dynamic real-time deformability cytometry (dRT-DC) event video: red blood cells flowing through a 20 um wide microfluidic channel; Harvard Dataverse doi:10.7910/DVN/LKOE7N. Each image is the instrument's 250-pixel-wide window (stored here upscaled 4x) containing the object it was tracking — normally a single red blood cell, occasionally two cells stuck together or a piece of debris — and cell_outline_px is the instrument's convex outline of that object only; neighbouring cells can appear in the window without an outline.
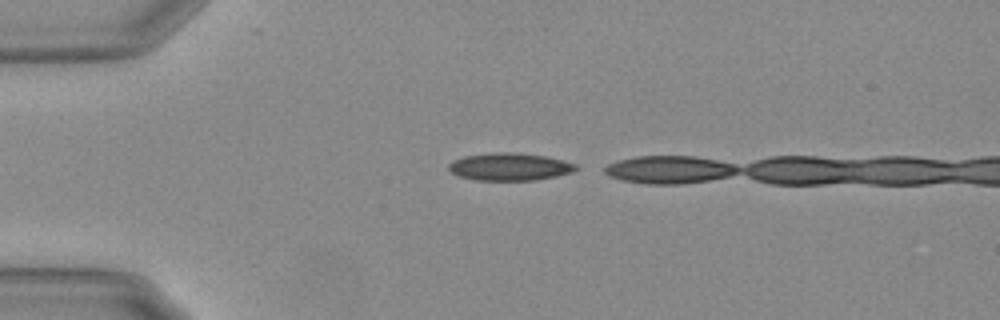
{"species": "Egyptian fruit bat (a non-hibernating species)", "species_latin": "Rousettus aegyptiacus", "temperature_condition": "warm", "stored_images_in_passage": 3, "camera_frame_rate_fps": 3000, "um_per_image_px": 0.085, "animal": {"sex": "female"}, "frame": {"image": 1, "passage_image": 1, "time_ms": 0.0, "image_size_px": [1000, 320], "cell_outline_px": [[580, 168], [572, 172], [556, 176], [532, 180], [476, 180], [460, 176], [452, 172], [448, 168], [448, 164], [452, 160], [464, 156], [488, 152], [516, 152], [544, 156], [576, 164]], "centroid_in_image_um": [43.3, 14.16], "position_along_channel_um": 41.7, "area_um2": 20.4}}